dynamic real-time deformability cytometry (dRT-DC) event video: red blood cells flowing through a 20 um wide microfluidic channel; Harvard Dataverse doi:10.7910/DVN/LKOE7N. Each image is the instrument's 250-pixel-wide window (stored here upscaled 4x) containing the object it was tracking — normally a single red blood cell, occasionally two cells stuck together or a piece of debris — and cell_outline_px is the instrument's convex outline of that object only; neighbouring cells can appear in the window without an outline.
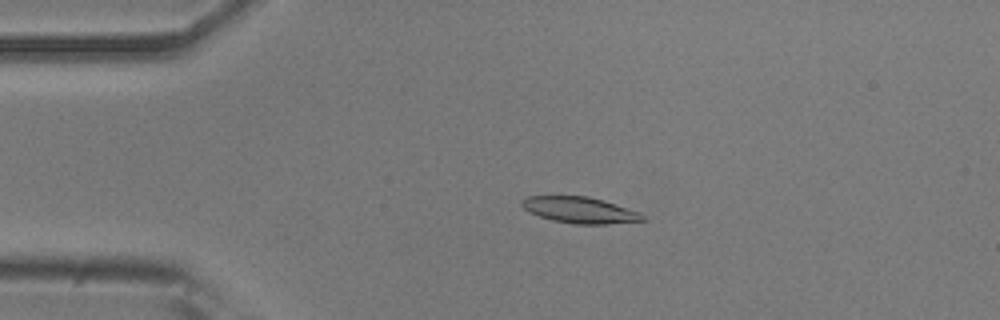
{"species": "common noctule bat (a hibernating species)", "species_latin": "Nyctalus noctula", "temperature_condition": "room temperature", "stored_images_in_passage": 45, "camera_frame_rate_fps": 3000, "um_per_image_px": 0.085, "animal": {"sex": "male", "body_mass_g": 20.5, "forearm_length_mm": 52.5}, "frame": {"image": 1, "passage_image": 3, "time_ms": 0.667, "image_size_px": [1000, 320], "cell_outline_px": [[644, 220], [608, 224], [576, 224], [552, 220], [528, 212], [520, 204], [520, 200], [528, 196], [588, 196], [604, 200], [640, 212], [644, 216]], "centroid_in_image_um": [49.26, 17.85], "position_along_channel_um": 35.7, "area_um2": 18.44}}
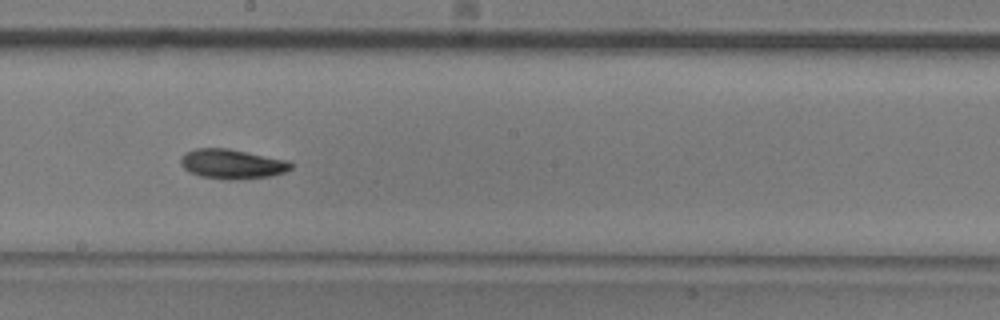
{"frame": {"image": 2, "passage_image": 21, "time_ms": 6.667, "image_size_px": [1000, 320], "cell_outline_px": [[292, 168], [284, 172], [268, 176], [228, 180], [200, 176], [188, 172], [180, 164], [180, 160], [188, 152], [196, 148], [228, 148], [288, 160], [292, 164]], "centroid_in_image_um": [19.72, 13.93], "position_along_channel_um": 228.5, "area_um2": 18.84}}
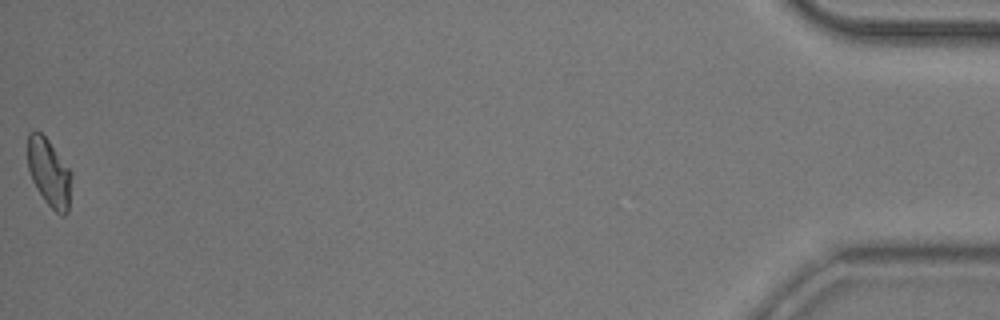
{"frame": {"image": 3, "passage_image": 45, "time_ms": 14.667, "image_size_px": [1000, 320], "cell_outline_px": [[72, 176], [68, 212], [64, 216], [60, 216], [44, 200], [36, 188], [32, 180], [28, 168], [28, 132], [32, 128], [36, 128], [48, 140], [72, 172]], "centroid_in_image_um": [4.17, 14.66], "position_along_channel_um": 431.0, "area_um2": 17.51}, "authors_computed_cell_mechanics": {"area_um2": 18.207, "velocity_mm_per_s": 3.7775, "shape_relaxation_time_tau1_ms": 3.8278, "shape_relaxation_time_tau2_ms": null, "deformation_change_tau1": 0.1313, "deformation_change_tau2": null}}